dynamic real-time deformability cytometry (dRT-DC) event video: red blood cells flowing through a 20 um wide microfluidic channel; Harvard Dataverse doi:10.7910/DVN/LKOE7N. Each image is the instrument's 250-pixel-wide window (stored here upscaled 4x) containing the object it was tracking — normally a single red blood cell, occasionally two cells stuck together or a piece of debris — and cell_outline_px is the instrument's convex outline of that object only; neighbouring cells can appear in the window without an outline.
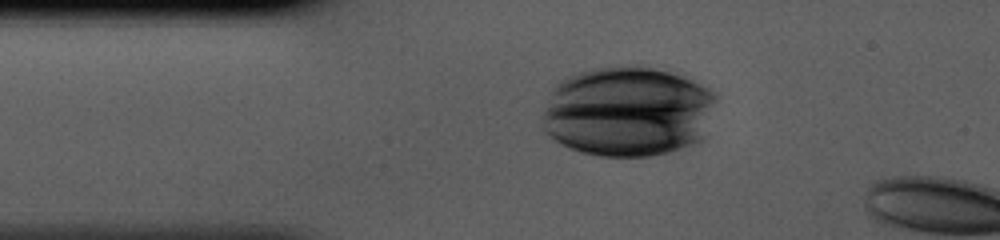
{"species": "human", "species_latin": "Homo sapiens", "temperature_condition": "cold", "stored_images_in_passage": 9, "camera_frame_rate_fps": 3000, "um_per_image_px": 0.085, "donor": {"sex": "male"}, "frame": {"image": 1, "passage_image": 7, "time_ms": 2.0, "image_size_px": [1000, 240], "cell_outline_px": [[716, 100], [700, 140], [692, 144], [668, 152], [648, 156], [600, 156], [580, 152], [568, 148], [560, 144], [548, 136], [544, 128], [540, 116], [556, 84], [560, 80], [568, 76], [592, 68], [636, 64], [684, 76], [708, 88], [716, 96]], "centroid_in_image_um": [53.3, 9.47], "position_along_channel_um": 31.7, "area_um2": 91.56}}